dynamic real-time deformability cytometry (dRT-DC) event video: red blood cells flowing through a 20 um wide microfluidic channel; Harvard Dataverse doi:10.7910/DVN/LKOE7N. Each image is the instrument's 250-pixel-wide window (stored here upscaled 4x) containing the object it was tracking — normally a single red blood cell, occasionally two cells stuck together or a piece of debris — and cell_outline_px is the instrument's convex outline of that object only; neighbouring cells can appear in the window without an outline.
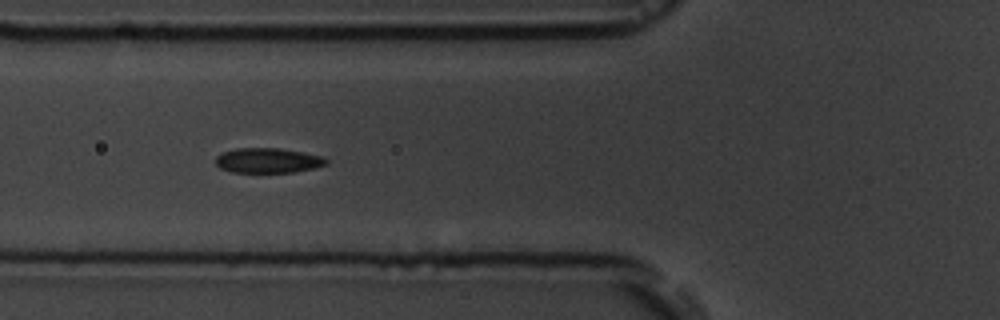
{"species": "common noctule bat (a hibernating species)", "species_latin": "Nyctalus noctula", "temperature_condition": "room temperature", "stored_images_in_passage": 14, "camera_frame_rate_fps": 3000, "um_per_image_px": 0.085, "animal": {"sex": "male", "body_mass_g": 19.5, "forearm_length_mm": 54.6}, "frame": {"image": 1, "passage_image": 5, "time_ms": 5.333, "image_size_px": [1000, 320], "cell_outline_px": [[328, 164], [312, 168], [292, 172], [232, 172], [220, 168], [216, 164], [216, 156], [224, 152], [236, 148], [280, 148], [304, 152], [320, 156], [328, 160]], "centroid_in_image_um": [22.76, 13.63], "position_along_channel_um": 103.0, "area_um2": 15.95}}
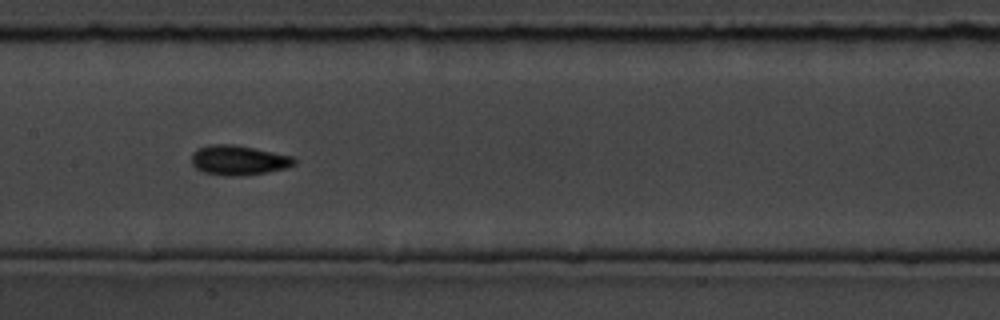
{"frame": {"image": 2, "passage_image": 7, "time_ms": 7.667, "image_size_px": [1000, 320], "cell_outline_px": [[296, 164], [284, 168], [268, 172], [244, 176], [224, 176], [204, 172], [196, 168], [192, 164], [192, 152], [196, 148], [208, 144], [232, 144], [292, 156], [296, 160]], "centroid_in_image_um": [20.24, 13.62], "position_along_channel_um": 187.2, "area_um2": 17.86}}
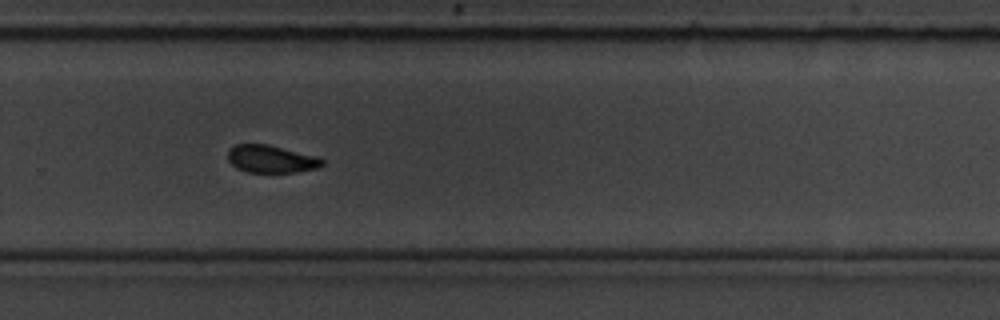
{"frame": {"image": 3, "passage_image": 10, "time_ms": 11.0, "image_size_px": [1000, 320], "cell_outline_px": [[324, 164], [316, 168], [296, 172], [248, 172], [236, 168], [228, 160], [228, 148], [236, 144], [268, 144], [320, 156], [324, 160]], "centroid_in_image_um": [23.06, 13.5], "position_along_channel_um": 306.7, "area_um2": 15.37}, "authors_computed_cell_mechanics": {"area_um2": 16.184, "velocity_mm_per_s": 3.6054, "shape_relaxation_time_tau1_ms": 1.9896, "shape_relaxation_time_tau2_ms": 1.4948, "deformation_change_tau1": 0.0759, "deformation_change_tau2": 0.037}}